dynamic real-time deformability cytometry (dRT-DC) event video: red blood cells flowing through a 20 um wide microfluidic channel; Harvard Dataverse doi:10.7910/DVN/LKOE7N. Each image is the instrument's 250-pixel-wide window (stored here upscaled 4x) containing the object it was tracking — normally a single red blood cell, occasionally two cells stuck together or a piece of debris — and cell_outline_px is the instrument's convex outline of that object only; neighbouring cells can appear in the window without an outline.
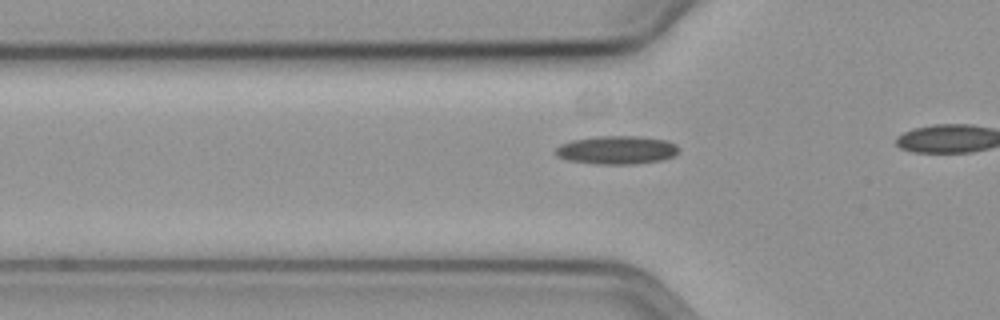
{"species": "common noctule bat (a hibernating species)", "species_latin": "Nyctalus noctula", "temperature_condition": "cold", "stored_images_in_passage": 23, "camera_frame_rate_fps": 3000, "um_per_image_px": 0.085, "animal": {"sex": "female", "body_mass_g": 19.3, "forearm_length_mm": 54.1}, "frame": {"image": 1, "passage_image": 10, "time_ms": 3.0, "image_size_px": [1000, 320], "cell_outline_px": [[680, 148], [672, 156], [660, 160], [632, 164], [596, 164], [568, 160], [556, 156], [552, 152], [560, 144], [572, 140], [596, 136], [636, 136], [668, 140], [676, 144]], "centroid_in_image_um": [52.38, 12.74], "position_along_channel_um": 73.4, "area_um2": 20.4}}
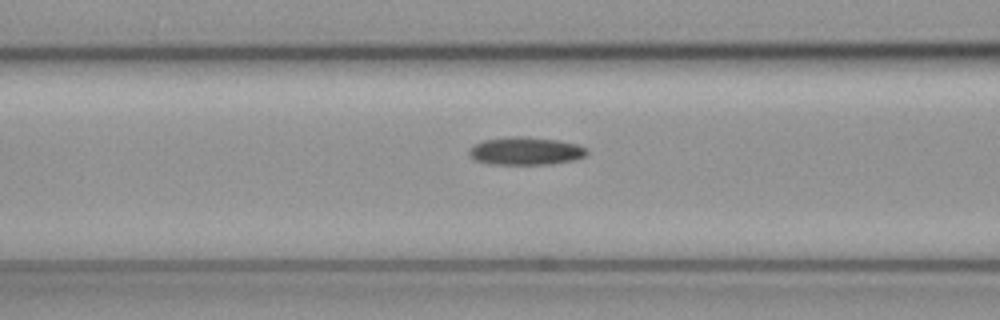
{"frame": {"image": 2, "passage_image": 14, "time_ms": 4.333, "image_size_px": [1000, 320], "cell_outline_px": [[588, 152], [584, 156], [572, 160], [552, 164], [492, 164], [476, 160], [468, 152], [476, 144], [484, 140], [508, 136], [524, 136], [560, 140], [576, 144], [588, 148]], "centroid_in_image_um": [44.73, 12.82], "position_along_channel_um": 121.9, "area_um2": 19.02}}